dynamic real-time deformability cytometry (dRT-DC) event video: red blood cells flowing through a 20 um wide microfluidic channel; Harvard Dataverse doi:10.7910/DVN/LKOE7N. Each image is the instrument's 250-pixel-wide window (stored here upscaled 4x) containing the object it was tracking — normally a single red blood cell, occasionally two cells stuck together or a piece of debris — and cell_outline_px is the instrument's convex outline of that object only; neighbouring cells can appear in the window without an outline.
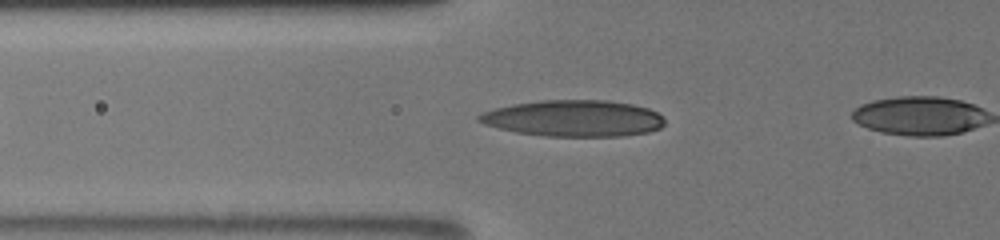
{"species": "human", "species_latin": "Homo sapiens", "temperature_condition": "room temperature", "stored_images_in_passage": 9, "camera_frame_rate_fps": 3000, "um_per_image_px": 0.085, "donor": {"sex": "male"}, "frame": {"image": 1, "passage_image": 3, "time_ms": 2.333, "image_size_px": [1000, 240], "cell_outline_px": [[664, 124], [660, 128], [648, 132], [620, 136], [544, 136], [516, 132], [484, 124], [476, 120], [476, 116], [480, 112], [512, 104], [540, 100], [608, 100], [632, 104], [648, 108], [656, 112], [664, 120]], "centroid_in_image_um": [48.72, 10.05], "position_along_channel_um": 77.1, "area_um2": 39.42}}
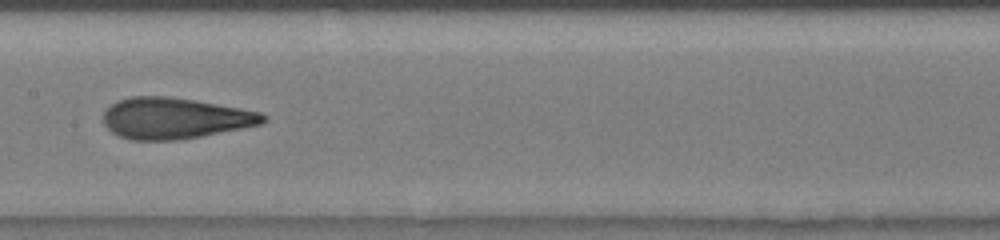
{"frame": {"image": 2, "passage_image": 6, "time_ms": 5.333, "image_size_px": [1000, 240], "cell_outline_px": [[268, 120], [260, 124], [244, 128], [180, 140], [132, 140], [116, 136], [104, 124], [104, 112], [112, 104], [120, 100], [132, 96], [164, 96], [196, 100], [240, 108], [260, 112], [268, 116]], "centroid_in_image_um": [14.88, 10.06], "position_along_channel_um": 192.5, "area_um2": 38.32}}